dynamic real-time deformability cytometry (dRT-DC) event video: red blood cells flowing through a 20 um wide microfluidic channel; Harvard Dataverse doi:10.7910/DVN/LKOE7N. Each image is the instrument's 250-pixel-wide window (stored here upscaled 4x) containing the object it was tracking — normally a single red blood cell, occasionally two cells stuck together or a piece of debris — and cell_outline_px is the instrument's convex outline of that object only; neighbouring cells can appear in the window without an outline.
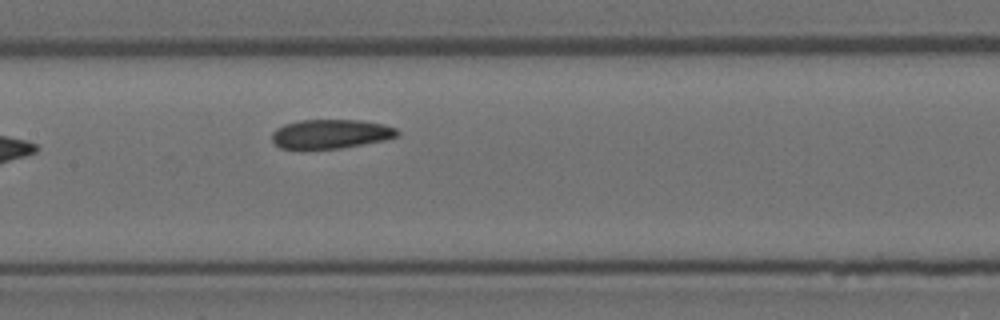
{"species": "Egyptian fruit bat (a non-hibernating species)", "species_latin": "Rousettus aegyptiacus", "temperature_condition": "room temperature", "stored_images_in_passage": 6, "camera_frame_rate_fps": 3000, "um_per_image_px": 0.085, "animal": {"sex": "female"}, "frame": {"image": 1, "passage_image": 6, "time_ms": 1.667, "image_size_px": [1000, 320], "cell_outline_px": [[400, 132], [396, 136], [384, 140], [340, 148], [280, 148], [272, 140], [272, 132], [276, 128], [284, 124], [300, 120], [360, 120], [384, 124], [396, 128]], "centroid_in_image_um": [28.11, 11.37], "position_along_channel_um": 179.3, "area_um2": 21.1}}